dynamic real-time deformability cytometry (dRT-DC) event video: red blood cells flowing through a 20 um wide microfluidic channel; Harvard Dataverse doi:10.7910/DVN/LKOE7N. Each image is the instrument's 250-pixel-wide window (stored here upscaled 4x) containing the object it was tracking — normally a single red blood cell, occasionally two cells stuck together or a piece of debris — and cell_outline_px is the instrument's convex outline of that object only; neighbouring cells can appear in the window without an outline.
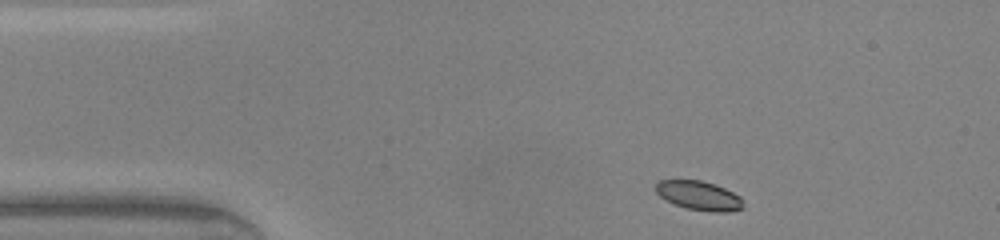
{"species": "common noctule bat (a hibernating species)", "species_latin": "Nyctalus noctula", "temperature_condition": "warm", "stored_images_in_passage": 41, "camera_frame_rate_fps": 3000, "um_per_image_px": 0.085, "animal": {"sex": "male", "body_mass_g": 20.0, "forearm_length_mm": 53.3}, "frame": {"image": 1, "passage_image": 1, "time_ms": 0.0, "image_size_px": [1000, 240], "cell_outline_px": [[744, 208], [728, 212], [712, 212], [688, 208], [676, 204], [660, 196], [656, 192], [656, 184], [660, 180], [700, 180], [724, 188], [740, 196]], "centroid_in_image_um": [59.43, 16.63], "position_along_channel_um": 25.6, "area_um2": 14.57}}
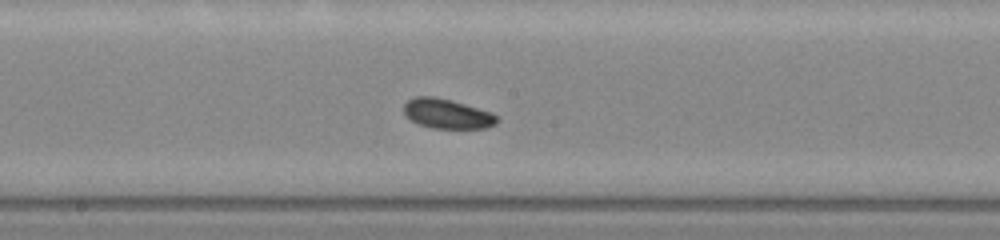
{"frame": {"image": 2, "passage_image": 18, "time_ms": 5.667, "image_size_px": [1000, 240], "cell_outline_px": [[500, 120], [496, 124], [484, 128], [432, 128], [420, 124], [412, 120], [404, 112], [404, 104], [408, 100], [416, 96], [432, 96], [452, 100], [492, 112]], "centroid_in_image_um": [38.04, 9.66], "position_along_channel_um": 210.2, "area_um2": 16.01}}
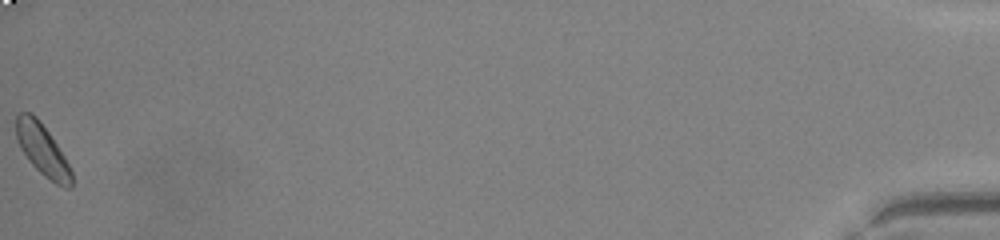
{"frame": {"image": 3, "passage_image": 41, "time_ms": 13.333, "image_size_px": [1000, 240], "cell_outline_px": [[72, 188], [64, 188], [56, 184], [44, 176], [32, 164], [20, 148], [16, 136], [16, 116], [20, 112], [32, 112], [40, 120], [64, 156], [72, 172]], "centroid_in_image_um": [3.6, 12.73], "position_along_channel_um": 431.6, "area_um2": 16.47}, "authors_computed_cell_mechanics": {"area_um2": 15.895, "velocity_mm_per_s": 4.2882, "shape_relaxation_time_tau1_ms": 3.0384, "shape_relaxation_time_tau2_ms": 6.002, "deformation_change_tau1": 0.0683, "deformation_change_tau2": 0.0965}}